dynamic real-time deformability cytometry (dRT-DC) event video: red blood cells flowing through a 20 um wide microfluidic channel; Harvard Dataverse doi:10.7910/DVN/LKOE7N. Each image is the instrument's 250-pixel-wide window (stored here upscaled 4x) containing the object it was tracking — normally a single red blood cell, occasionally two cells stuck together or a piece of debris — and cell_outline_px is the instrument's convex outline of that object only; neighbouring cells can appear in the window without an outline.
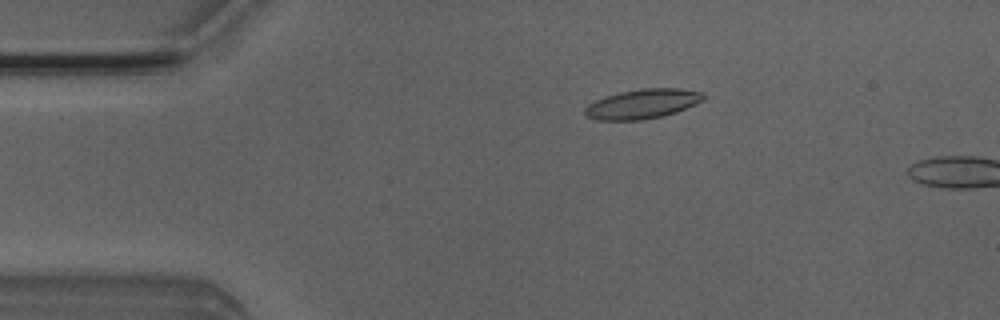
{"species": "Egyptian fruit bat (a non-hibernating species)", "species_latin": "Rousettus aegyptiacus", "temperature_condition": "room temperature", "stored_images_in_passage": 42, "camera_frame_rate_fps": 3000, "um_per_image_px": 0.085, "animal": {"sex": "male"}, "frame": {"image": 1, "passage_image": 4, "time_ms": 1.0, "image_size_px": [1000, 320], "cell_outline_px": [[704, 100], [696, 104], [676, 112], [664, 116], [640, 120], [596, 120], [588, 116], [584, 112], [584, 108], [588, 104], [604, 96], [620, 92], [640, 88], [680, 88], [704, 92]], "centroid_in_image_um": [54.63, 8.82], "position_along_channel_um": 30.4, "area_um2": 20.58}}
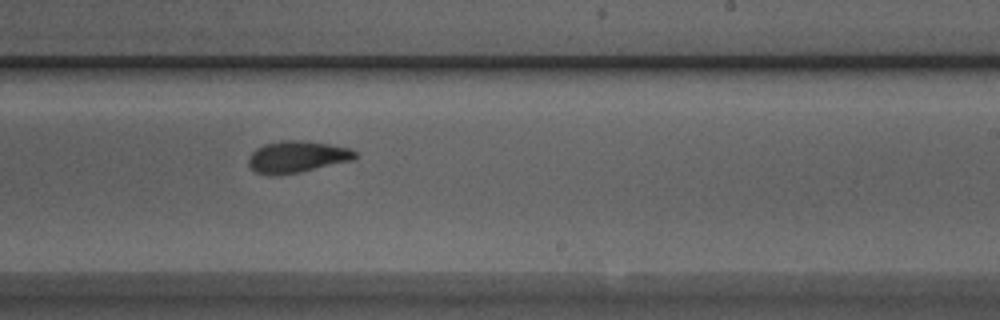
{"frame": {"image": 2, "passage_image": 25, "time_ms": 8.0, "image_size_px": [1000, 320], "cell_outline_px": [[356, 156], [352, 160], [296, 172], [268, 176], [256, 172], [248, 164], [248, 156], [256, 148], [264, 144], [280, 140], [300, 140], [328, 144], [352, 148], [356, 152]], "centroid_in_image_um": [25.2, 13.31], "position_along_channel_um": 263.8, "area_um2": 19.48}}
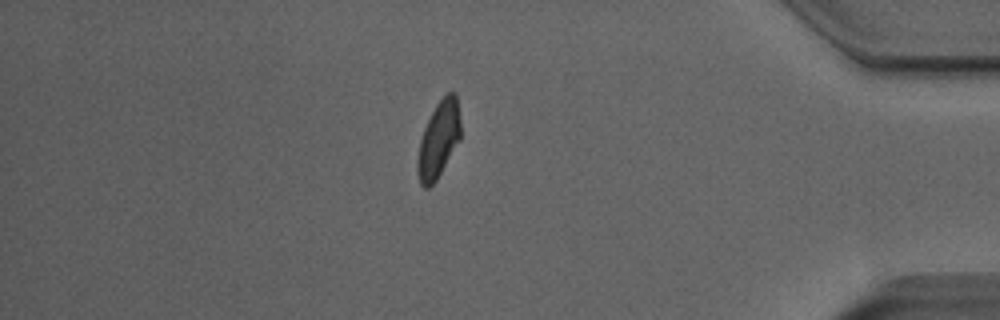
{"frame": {"image": 3, "passage_image": 38, "time_ms": 12.333, "image_size_px": [1000, 320], "cell_outline_px": [[460, 140], [436, 180], [428, 188], [424, 188], [420, 184], [416, 168], [416, 160], [420, 140], [424, 128], [436, 104], [448, 92], [456, 92], [460, 120]], "centroid_in_image_um": [37.27, 11.88], "position_along_channel_um": 397.9, "area_um2": 19.13}}